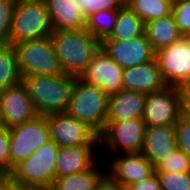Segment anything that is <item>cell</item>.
Masks as SVG:
<instances>
[{
    "instance_id": "1f68e13d",
    "label": "cell",
    "mask_w": 190,
    "mask_h": 190,
    "mask_svg": "<svg viewBox=\"0 0 190 190\" xmlns=\"http://www.w3.org/2000/svg\"><path fill=\"white\" fill-rule=\"evenodd\" d=\"M177 147L190 159V119L182 113L177 120Z\"/></svg>"
},
{
    "instance_id": "4316f807",
    "label": "cell",
    "mask_w": 190,
    "mask_h": 190,
    "mask_svg": "<svg viewBox=\"0 0 190 190\" xmlns=\"http://www.w3.org/2000/svg\"><path fill=\"white\" fill-rule=\"evenodd\" d=\"M155 172H190V159L183 153V151L177 148L155 167Z\"/></svg>"
},
{
    "instance_id": "83f0119b",
    "label": "cell",
    "mask_w": 190,
    "mask_h": 190,
    "mask_svg": "<svg viewBox=\"0 0 190 190\" xmlns=\"http://www.w3.org/2000/svg\"><path fill=\"white\" fill-rule=\"evenodd\" d=\"M17 0H0V45L10 44L11 24Z\"/></svg>"
},
{
    "instance_id": "836d02e7",
    "label": "cell",
    "mask_w": 190,
    "mask_h": 190,
    "mask_svg": "<svg viewBox=\"0 0 190 190\" xmlns=\"http://www.w3.org/2000/svg\"><path fill=\"white\" fill-rule=\"evenodd\" d=\"M127 190H162V188L158 176L156 172H154L149 178L139 183L129 185Z\"/></svg>"
},
{
    "instance_id": "5bb4252c",
    "label": "cell",
    "mask_w": 190,
    "mask_h": 190,
    "mask_svg": "<svg viewBox=\"0 0 190 190\" xmlns=\"http://www.w3.org/2000/svg\"><path fill=\"white\" fill-rule=\"evenodd\" d=\"M109 161L106 162V173L126 188L149 178L155 172L154 166L142 153L112 155Z\"/></svg>"
},
{
    "instance_id": "d4e9b609",
    "label": "cell",
    "mask_w": 190,
    "mask_h": 190,
    "mask_svg": "<svg viewBox=\"0 0 190 190\" xmlns=\"http://www.w3.org/2000/svg\"><path fill=\"white\" fill-rule=\"evenodd\" d=\"M21 80L14 46L0 45V93Z\"/></svg>"
},
{
    "instance_id": "484cf974",
    "label": "cell",
    "mask_w": 190,
    "mask_h": 190,
    "mask_svg": "<svg viewBox=\"0 0 190 190\" xmlns=\"http://www.w3.org/2000/svg\"><path fill=\"white\" fill-rule=\"evenodd\" d=\"M118 10L110 9L93 13L86 19V29L102 43L113 31Z\"/></svg>"
},
{
    "instance_id": "f546056e",
    "label": "cell",
    "mask_w": 190,
    "mask_h": 190,
    "mask_svg": "<svg viewBox=\"0 0 190 190\" xmlns=\"http://www.w3.org/2000/svg\"><path fill=\"white\" fill-rule=\"evenodd\" d=\"M162 190H190V172H156Z\"/></svg>"
},
{
    "instance_id": "5b68a950",
    "label": "cell",
    "mask_w": 190,
    "mask_h": 190,
    "mask_svg": "<svg viewBox=\"0 0 190 190\" xmlns=\"http://www.w3.org/2000/svg\"><path fill=\"white\" fill-rule=\"evenodd\" d=\"M53 32L44 0H17L11 24L10 44L51 36Z\"/></svg>"
},
{
    "instance_id": "ac0fdd59",
    "label": "cell",
    "mask_w": 190,
    "mask_h": 190,
    "mask_svg": "<svg viewBox=\"0 0 190 190\" xmlns=\"http://www.w3.org/2000/svg\"><path fill=\"white\" fill-rule=\"evenodd\" d=\"M97 148L98 146L60 148L56 160V178L90 170L104 152H98Z\"/></svg>"
},
{
    "instance_id": "30bf717a",
    "label": "cell",
    "mask_w": 190,
    "mask_h": 190,
    "mask_svg": "<svg viewBox=\"0 0 190 190\" xmlns=\"http://www.w3.org/2000/svg\"><path fill=\"white\" fill-rule=\"evenodd\" d=\"M45 117L51 140L59 148L99 146V136L85 123L67 112Z\"/></svg>"
},
{
    "instance_id": "4fadbf2b",
    "label": "cell",
    "mask_w": 190,
    "mask_h": 190,
    "mask_svg": "<svg viewBox=\"0 0 190 190\" xmlns=\"http://www.w3.org/2000/svg\"><path fill=\"white\" fill-rule=\"evenodd\" d=\"M101 47L123 69L151 61L156 55L145 33L129 40H104Z\"/></svg>"
},
{
    "instance_id": "6da1fadb",
    "label": "cell",
    "mask_w": 190,
    "mask_h": 190,
    "mask_svg": "<svg viewBox=\"0 0 190 190\" xmlns=\"http://www.w3.org/2000/svg\"><path fill=\"white\" fill-rule=\"evenodd\" d=\"M51 40L64 74L74 77L84 72L101 47V42L86 28L53 31Z\"/></svg>"
},
{
    "instance_id": "277c9868",
    "label": "cell",
    "mask_w": 190,
    "mask_h": 190,
    "mask_svg": "<svg viewBox=\"0 0 190 190\" xmlns=\"http://www.w3.org/2000/svg\"><path fill=\"white\" fill-rule=\"evenodd\" d=\"M21 79L25 76L64 74L51 36L14 44Z\"/></svg>"
},
{
    "instance_id": "e575fe53",
    "label": "cell",
    "mask_w": 190,
    "mask_h": 190,
    "mask_svg": "<svg viewBox=\"0 0 190 190\" xmlns=\"http://www.w3.org/2000/svg\"><path fill=\"white\" fill-rule=\"evenodd\" d=\"M95 190H127L119 182L113 180L107 173L97 183Z\"/></svg>"
},
{
    "instance_id": "7c38bea8",
    "label": "cell",
    "mask_w": 190,
    "mask_h": 190,
    "mask_svg": "<svg viewBox=\"0 0 190 190\" xmlns=\"http://www.w3.org/2000/svg\"><path fill=\"white\" fill-rule=\"evenodd\" d=\"M123 72L124 69L100 47L79 78L111 95L123 90Z\"/></svg>"
},
{
    "instance_id": "cb8c5ba5",
    "label": "cell",
    "mask_w": 190,
    "mask_h": 190,
    "mask_svg": "<svg viewBox=\"0 0 190 190\" xmlns=\"http://www.w3.org/2000/svg\"><path fill=\"white\" fill-rule=\"evenodd\" d=\"M125 4L144 22L172 14L173 0H126Z\"/></svg>"
},
{
    "instance_id": "9a60e30c",
    "label": "cell",
    "mask_w": 190,
    "mask_h": 190,
    "mask_svg": "<svg viewBox=\"0 0 190 190\" xmlns=\"http://www.w3.org/2000/svg\"><path fill=\"white\" fill-rule=\"evenodd\" d=\"M0 105L7 128L23 124L38 116L22 80L0 93Z\"/></svg>"
},
{
    "instance_id": "44dd1931",
    "label": "cell",
    "mask_w": 190,
    "mask_h": 190,
    "mask_svg": "<svg viewBox=\"0 0 190 190\" xmlns=\"http://www.w3.org/2000/svg\"><path fill=\"white\" fill-rule=\"evenodd\" d=\"M144 33L155 52L183 37L173 14L149 21L145 24Z\"/></svg>"
},
{
    "instance_id": "8992f818",
    "label": "cell",
    "mask_w": 190,
    "mask_h": 190,
    "mask_svg": "<svg viewBox=\"0 0 190 190\" xmlns=\"http://www.w3.org/2000/svg\"><path fill=\"white\" fill-rule=\"evenodd\" d=\"M59 150L57 144L51 140L17 164L10 173L14 185L52 186L56 178V160Z\"/></svg>"
},
{
    "instance_id": "52a82bcc",
    "label": "cell",
    "mask_w": 190,
    "mask_h": 190,
    "mask_svg": "<svg viewBox=\"0 0 190 190\" xmlns=\"http://www.w3.org/2000/svg\"><path fill=\"white\" fill-rule=\"evenodd\" d=\"M146 125L142 118L124 122H106L99 135V148L106 150L108 157L118 154L141 153ZM103 149H101V147ZM106 147V148H105Z\"/></svg>"
},
{
    "instance_id": "9c48e42d",
    "label": "cell",
    "mask_w": 190,
    "mask_h": 190,
    "mask_svg": "<svg viewBox=\"0 0 190 190\" xmlns=\"http://www.w3.org/2000/svg\"><path fill=\"white\" fill-rule=\"evenodd\" d=\"M184 88L167 86L146 94L142 119L146 126H164L177 122L183 113Z\"/></svg>"
},
{
    "instance_id": "d6a6232c",
    "label": "cell",
    "mask_w": 190,
    "mask_h": 190,
    "mask_svg": "<svg viewBox=\"0 0 190 190\" xmlns=\"http://www.w3.org/2000/svg\"><path fill=\"white\" fill-rule=\"evenodd\" d=\"M10 129L5 127L0 130V173H11V158H10Z\"/></svg>"
},
{
    "instance_id": "4dcf8cb0",
    "label": "cell",
    "mask_w": 190,
    "mask_h": 190,
    "mask_svg": "<svg viewBox=\"0 0 190 190\" xmlns=\"http://www.w3.org/2000/svg\"><path fill=\"white\" fill-rule=\"evenodd\" d=\"M172 14L180 33L190 35V0H173Z\"/></svg>"
},
{
    "instance_id": "603a6c76",
    "label": "cell",
    "mask_w": 190,
    "mask_h": 190,
    "mask_svg": "<svg viewBox=\"0 0 190 190\" xmlns=\"http://www.w3.org/2000/svg\"><path fill=\"white\" fill-rule=\"evenodd\" d=\"M145 24L126 4L118 10L111 35L105 40H129L144 34Z\"/></svg>"
},
{
    "instance_id": "7402d4cb",
    "label": "cell",
    "mask_w": 190,
    "mask_h": 190,
    "mask_svg": "<svg viewBox=\"0 0 190 190\" xmlns=\"http://www.w3.org/2000/svg\"><path fill=\"white\" fill-rule=\"evenodd\" d=\"M97 162L90 170L55 178L53 190H95L97 183L106 174L104 165ZM98 165V166H97ZM104 166V170L99 167Z\"/></svg>"
},
{
    "instance_id": "8fae6325",
    "label": "cell",
    "mask_w": 190,
    "mask_h": 190,
    "mask_svg": "<svg viewBox=\"0 0 190 190\" xmlns=\"http://www.w3.org/2000/svg\"><path fill=\"white\" fill-rule=\"evenodd\" d=\"M164 81L168 86L185 88L190 84V39L180 40L156 52Z\"/></svg>"
},
{
    "instance_id": "7a4b0ae2",
    "label": "cell",
    "mask_w": 190,
    "mask_h": 190,
    "mask_svg": "<svg viewBox=\"0 0 190 190\" xmlns=\"http://www.w3.org/2000/svg\"><path fill=\"white\" fill-rule=\"evenodd\" d=\"M77 77L32 75L22 78L36 112L41 116L66 112Z\"/></svg>"
},
{
    "instance_id": "f35d334b",
    "label": "cell",
    "mask_w": 190,
    "mask_h": 190,
    "mask_svg": "<svg viewBox=\"0 0 190 190\" xmlns=\"http://www.w3.org/2000/svg\"><path fill=\"white\" fill-rule=\"evenodd\" d=\"M5 127L6 126H5L4 121H3L2 110H1V105H0V130H2Z\"/></svg>"
},
{
    "instance_id": "2e32d148",
    "label": "cell",
    "mask_w": 190,
    "mask_h": 190,
    "mask_svg": "<svg viewBox=\"0 0 190 190\" xmlns=\"http://www.w3.org/2000/svg\"><path fill=\"white\" fill-rule=\"evenodd\" d=\"M176 128L177 122L164 126H146L141 153L154 168L178 148Z\"/></svg>"
},
{
    "instance_id": "d6986e66",
    "label": "cell",
    "mask_w": 190,
    "mask_h": 190,
    "mask_svg": "<svg viewBox=\"0 0 190 190\" xmlns=\"http://www.w3.org/2000/svg\"><path fill=\"white\" fill-rule=\"evenodd\" d=\"M146 94L131 90H121L109 95L106 122H124L142 118Z\"/></svg>"
},
{
    "instance_id": "f1b7e54d",
    "label": "cell",
    "mask_w": 190,
    "mask_h": 190,
    "mask_svg": "<svg viewBox=\"0 0 190 190\" xmlns=\"http://www.w3.org/2000/svg\"><path fill=\"white\" fill-rule=\"evenodd\" d=\"M79 11L87 19L93 13L103 10L120 9L125 0H76Z\"/></svg>"
},
{
    "instance_id": "e0dca14e",
    "label": "cell",
    "mask_w": 190,
    "mask_h": 190,
    "mask_svg": "<svg viewBox=\"0 0 190 190\" xmlns=\"http://www.w3.org/2000/svg\"><path fill=\"white\" fill-rule=\"evenodd\" d=\"M123 89L144 94L160 91L168 85L164 81L158 61L155 59L124 69Z\"/></svg>"
},
{
    "instance_id": "d590c367",
    "label": "cell",
    "mask_w": 190,
    "mask_h": 190,
    "mask_svg": "<svg viewBox=\"0 0 190 190\" xmlns=\"http://www.w3.org/2000/svg\"><path fill=\"white\" fill-rule=\"evenodd\" d=\"M15 187L10 174L0 176V190H12Z\"/></svg>"
},
{
    "instance_id": "8d00e7d4",
    "label": "cell",
    "mask_w": 190,
    "mask_h": 190,
    "mask_svg": "<svg viewBox=\"0 0 190 190\" xmlns=\"http://www.w3.org/2000/svg\"><path fill=\"white\" fill-rule=\"evenodd\" d=\"M14 188L16 190H53L52 186L48 185H20Z\"/></svg>"
},
{
    "instance_id": "74e56055",
    "label": "cell",
    "mask_w": 190,
    "mask_h": 190,
    "mask_svg": "<svg viewBox=\"0 0 190 190\" xmlns=\"http://www.w3.org/2000/svg\"><path fill=\"white\" fill-rule=\"evenodd\" d=\"M183 108H190V84L184 88Z\"/></svg>"
},
{
    "instance_id": "ffe728a7",
    "label": "cell",
    "mask_w": 190,
    "mask_h": 190,
    "mask_svg": "<svg viewBox=\"0 0 190 190\" xmlns=\"http://www.w3.org/2000/svg\"><path fill=\"white\" fill-rule=\"evenodd\" d=\"M53 31L86 28V18L79 11L76 0H44Z\"/></svg>"
},
{
    "instance_id": "ab89813d",
    "label": "cell",
    "mask_w": 190,
    "mask_h": 190,
    "mask_svg": "<svg viewBox=\"0 0 190 190\" xmlns=\"http://www.w3.org/2000/svg\"><path fill=\"white\" fill-rule=\"evenodd\" d=\"M183 113L190 119V108H183Z\"/></svg>"
},
{
    "instance_id": "3957f363",
    "label": "cell",
    "mask_w": 190,
    "mask_h": 190,
    "mask_svg": "<svg viewBox=\"0 0 190 190\" xmlns=\"http://www.w3.org/2000/svg\"><path fill=\"white\" fill-rule=\"evenodd\" d=\"M108 105L107 93L77 77L66 112L85 123L99 136L106 125Z\"/></svg>"
},
{
    "instance_id": "ba28073f",
    "label": "cell",
    "mask_w": 190,
    "mask_h": 190,
    "mask_svg": "<svg viewBox=\"0 0 190 190\" xmlns=\"http://www.w3.org/2000/svg\"><path fill=\"white\" fill-rule=\"evenodd\" d=\"M9 129L11 172L17 164L51 141L45 116L38 115L33 120L15 125Z\"/></svg>"
}]
</instances>
